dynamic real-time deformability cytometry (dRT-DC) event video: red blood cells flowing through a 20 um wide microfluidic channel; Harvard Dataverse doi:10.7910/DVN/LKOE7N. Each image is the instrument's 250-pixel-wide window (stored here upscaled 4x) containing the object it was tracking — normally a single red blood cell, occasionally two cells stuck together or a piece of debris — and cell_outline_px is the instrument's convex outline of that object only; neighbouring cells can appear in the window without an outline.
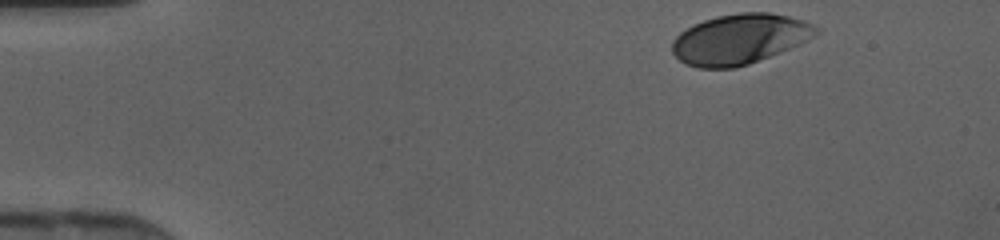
{"species": "human", "species_latin": "Homo sapiens", "temperature_condition": "cold", "stored_images_in_passage": 33, "camera_frame_rate_fps": 3000, "um_per_image_px": 0.085, "donor": {"sex": "female"}, "frame": {"image": 1, "passage_image": 1, "time_ms": 0.0, "image_size_px": [1000, 240], "cell_outline_px": [[820, 32], [788, 48], [748, 64], [736, 68], [700, 68], [684, 64], [672, 52], [672, 40], [680, 32], [704, 20], [716, 16], [740, 12], [768, 12], [788, 16], [804, 20], [820, 28]], "centroid_in_image_um": [62.83, 3.31], "position_along_channel_um": 22.2, "area_um2": 41.62}}
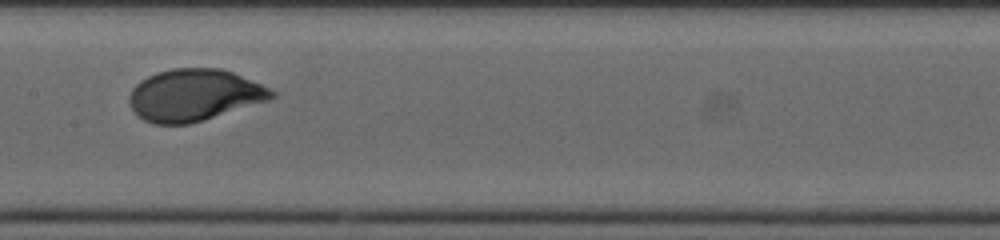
{"frame": {"image": 2, "passage_image": 19, "time_ms": 6.0, "image_size_px": [1000, 240], "cell_outline_px": [[276, 96], [272, 100], [188, 124], [152, 124], [144, 120], [132, 108], [128, 100], [128, 96], [132, 88], [140, 80], [156, 72], [172, 68], [220, 68], [232, 72], [260, 84], [276, 92]], "centroid_in_image_um": [16.5, 8.08], "position_along_channel_um": 190.9, "area_um2": 43.0}}
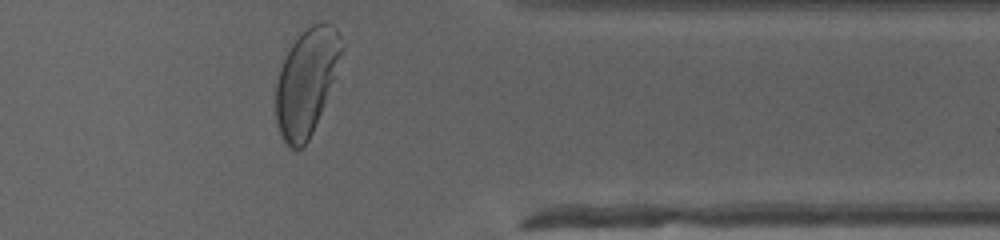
{"frame": {"image": 3, "passage_image": 33, "time_ms": 10.667, "image_size_px": [1000, 240], "cell_outline_px": [[344, 48], [336, 76], [312, 132], [308, 140], [300, 148], [288, 148], [276, 124], [276, 80], [280, 68], [292, 44], [312, 24], [332, 24], [336, 28], [344, 44]], "centroid_in_image_um": [26.06, 6.96], "position_along_channel_um": 385.3, "area_um2": 40.29}}